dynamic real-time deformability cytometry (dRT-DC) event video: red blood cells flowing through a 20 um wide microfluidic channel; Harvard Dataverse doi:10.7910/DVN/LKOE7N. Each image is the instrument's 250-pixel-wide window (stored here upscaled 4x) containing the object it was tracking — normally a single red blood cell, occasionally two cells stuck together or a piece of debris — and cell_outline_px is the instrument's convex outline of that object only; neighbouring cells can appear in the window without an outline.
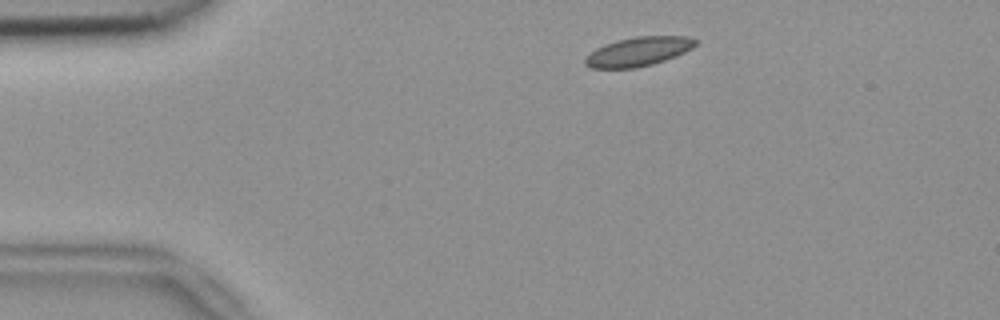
{"species": "common noctule bat (a hibernating species)", "species_latin": "Nyctalus noctula", "temperature_condition": "room temperature", "stored_images_in_passage": 46, "camera_frame_rate_fps": 3000, "um_per_image_px": 0.085, "animal": {"sex": "female", "body_mass_g": 18.4}, "frame": {"image": 1, "passage_image": 2, "time_ms": 0.333, "image_size_px": [1000, 320], "cell_outline_px": [[700, 40], [692, 48], [676, 56], [652, 64], [636, 68], [592, 68], [584, 64], [584, 60], [596, 48], [604, 44], [616, 40], [636, 36], [688, 36]], "centroid_in_image_um": [54.29, 4.37], "position_along_channel_um": 30.7, "area_um2": 18.73}}
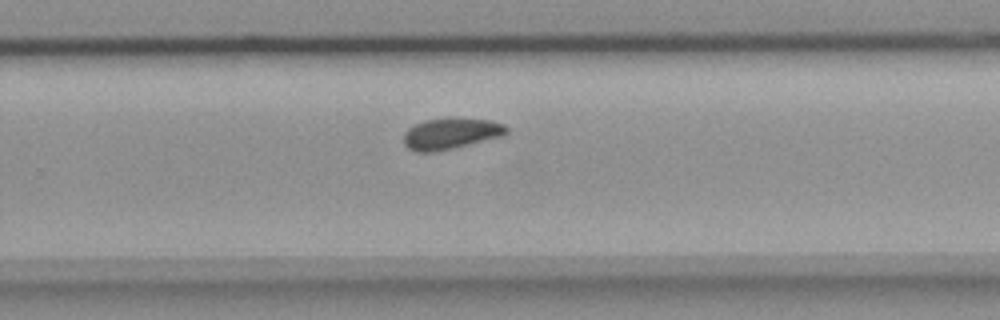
{"frame": {"image": 2, "passage_image": 27, "time_ms": 8.667, "image_size_px": [1000, 320], "cell_outline_px": [[508, 132], [504, 136], [436, 152], [416, 152], [408, 148], [404, 144], [404, 132], [408, 128], [424, 120], [488, 120], [504, 124], [508, 128]], "centroid_in_image_um": [38.31, 11.4], "position_along_channel_um": 291.5, "area_um2": 18.15}}
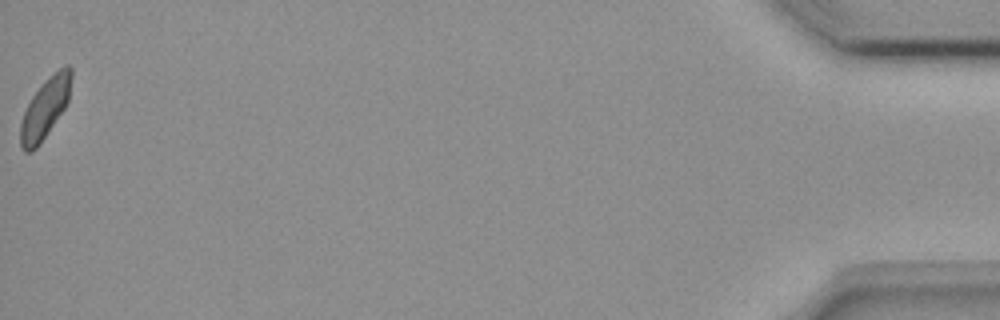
{"frame": {"image": 3, "passage_image": 46, "time_ms": 15.0, "image_size_px": [1000, 320], "cell_outline_px": [[72, 76], [68, 100], [64, 108], [40, 144], [32, 152], [24, 152], [20, 148], [20, 124], [24, 112], [32, 96], [40, 84], [64, 64], [68, 64], [72, 68]], "centroid_in_image_um": [3.82, 9.19], "position_along_channel_um": 431.4, "area_um2": 17.86}, "authors_computed_cell_mechanics": {"area_um2": 18.5249, "velocity_mm_per_s": 3.7554, "shape_relaxation_time_tau1_ms": 4.8549, "shape_relaxation_time_tau2_ms": 8.4014, "deformation_change_tau1": 0.0706, "deformation_change_tau2": 0.091}}